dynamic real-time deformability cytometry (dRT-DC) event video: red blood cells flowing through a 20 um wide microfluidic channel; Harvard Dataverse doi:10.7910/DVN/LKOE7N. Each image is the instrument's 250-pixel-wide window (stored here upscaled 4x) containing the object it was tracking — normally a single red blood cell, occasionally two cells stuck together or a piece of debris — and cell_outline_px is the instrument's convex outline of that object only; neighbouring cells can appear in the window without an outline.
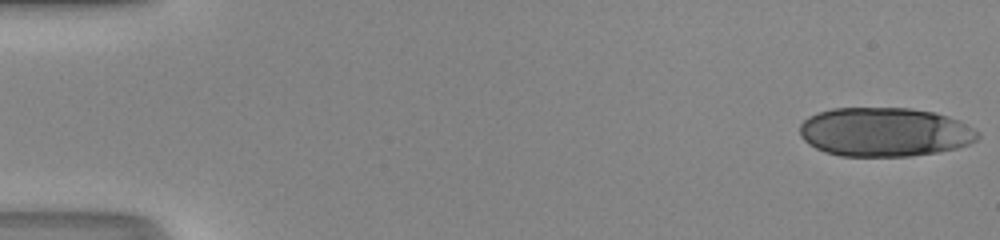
{"species": "human", "species_latin": "Homo sapiens", "temperature_condition": "room temperature", "stored_images_in_passage": 50, "camera_frame_rate_fps": 3000, "um_per_image_px": 0.085, "donor": {"sex": "male"}, "frame": {"image": 1, "passage_image": 1, "time_ms": 0.0, "image_size_px": [1000, 240], "cell_outline_px": [[980, 136], [976, 140], [968, 144], [956, 148], [936, 152], [908, 156], [840, 156], [824, 152], [808, 144], [800, 136], [800, 124], [808, 116], [832, 108], [912, 108], [936, 112], [948, 116], [980, 132]], "centroid_in_image_um": [75.17, 11.22], "position_along_channel_um": 9.8, "area_um2": 50.92}}
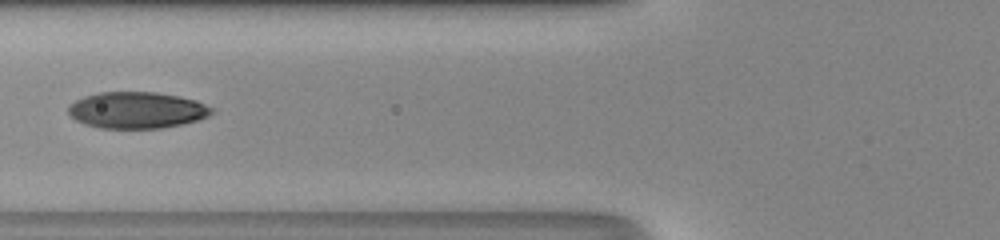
{"frame": {"image": 2, "passage_image": 21, "time_ms": 6.667, "image_size_px": [1000, 240], "cell_outline_px": [[216, 112], [200, 120], [160, 128], [100, 128], [84, 124], [76, 120], [68, 112], [68, 104], [84, 96], [100, 92], [156, 92], [180, 96], [196, 100], [216, 108]], "centroid_in_image_um": [11.67, 9.35], "position_along_channel_um": 114.1, "area_um2": 30.75}}
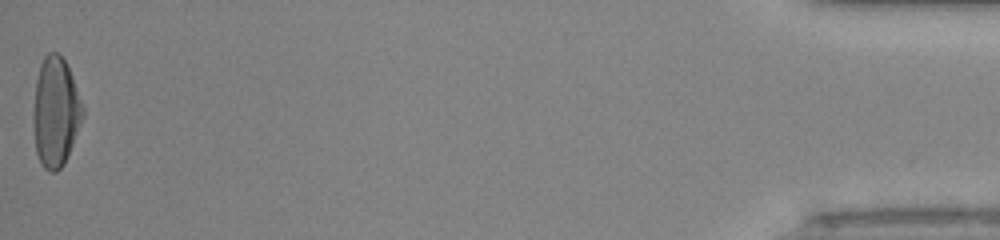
{"frame": {"image": 3, "passage_image": 50, "time_ms": 16.333, "image_size_px": [1000, 240], "cell_outline_px": [[84, 116], [64, 164], [56, 172], [48, 172], [40, 164], [36, 152], [32, 116], [36, 80], [40, 64], [44, 56], [48, 52], [56, 52], [64, 60], [72, 76], [84, 108]], "centroid_in_image_um": [4.71, 9.54], "position_along_channel_um": 430.5, "area_um2": 31.67}, "authors_computed_cell_mechanics": {"area_um2": 31.3565, "velocity_mm_per_s": 4.2761, "shape_relaxation_time_tau1_ms": 3.7685, "shape_relaxation_time_tau2_ms": 0.8892, "deformation_change_tau1": 0.1894, "deformation_change_tau2": 0.0569}}